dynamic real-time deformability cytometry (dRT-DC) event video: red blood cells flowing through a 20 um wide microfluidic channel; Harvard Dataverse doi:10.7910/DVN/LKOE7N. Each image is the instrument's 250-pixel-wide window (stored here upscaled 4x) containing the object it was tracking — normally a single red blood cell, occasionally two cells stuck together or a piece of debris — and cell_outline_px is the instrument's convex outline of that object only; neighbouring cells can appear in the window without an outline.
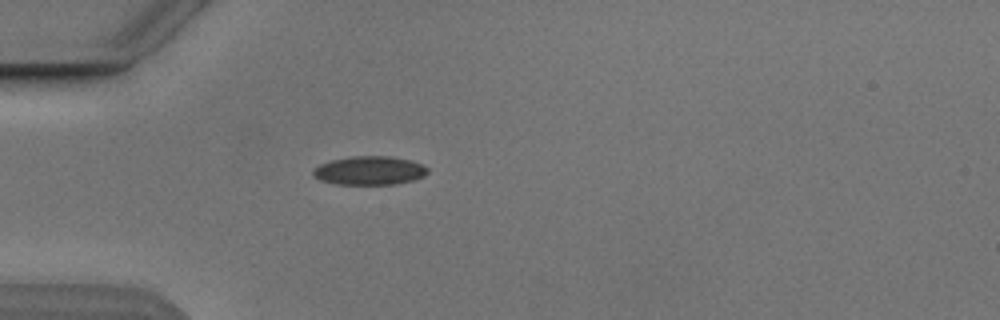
{"species": "Egyptian fruit bat (a non-hibernating species)", "species_latin": "Rousettus aegyptiacus", "temperature_condition": "cold", "stored_images_in_passage": 2, "segment_of_instrument_passage": [1, 2], "camera_frame_rate_fps": 3000, "um_per_image_px": 0.085, "animal": {"sex": "male"}, "frame": {"image": 1, "passage_image": 1, "time_ms": 0.0, "image_size_px": [1000, 320], "cell_outline_px": [[428, 172], [424, 176], [412, 180], [396, 184], [336, 184], [320, 180], [312, 176], [312, 172], [320, 164], [332, 160], [352, 156], [392, 156], [408, 160], [420, 164], [428, 168]], "centroid_in_image_um": [31.39, 14.5], "position_along_channel_um": 53.6, "area_um2": 19.02}}